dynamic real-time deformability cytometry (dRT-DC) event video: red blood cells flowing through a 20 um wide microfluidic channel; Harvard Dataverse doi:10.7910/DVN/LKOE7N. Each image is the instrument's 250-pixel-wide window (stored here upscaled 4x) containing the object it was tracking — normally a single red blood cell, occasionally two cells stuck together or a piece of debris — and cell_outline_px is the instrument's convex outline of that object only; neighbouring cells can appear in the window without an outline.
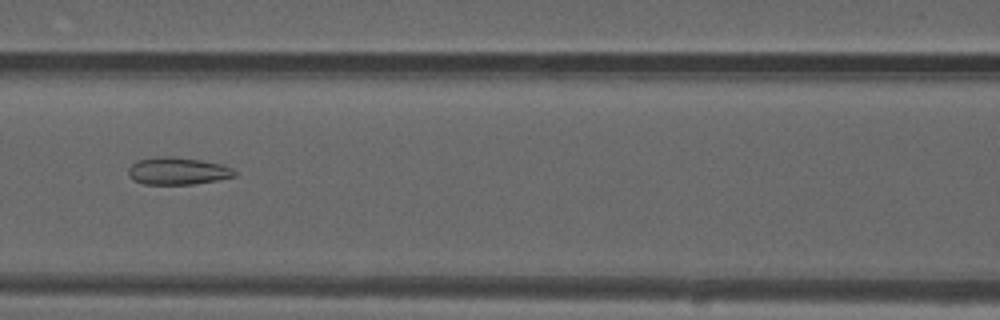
{"species": "common noctule bat (a hibernating species)", "species_latin": "Nyctalus noctula", "temperature_condition": "warm", "stored_images_in_passage": 54, "camera_frame_rate_fps": 3000, "um_per_image_px": 0.085, "animal": {"sex": "male", "forearm_length_mm": 52.5}, "frame": {"image": 1, "passage_image": 24, "time_ms": 7.667, "image_size_px": [1000, 320], "cell_outline_px": [[236, 176], [216, 180], [192, 184], [144, 184], [132, 180], [128, 176], [128, 168], [136, 160], [156, 156], [172, 156], [200, 160], [224, 164], [232, 168], [236, 172]], "centroid_in_image_um": [15.07, 14.52], "position_along_channel_um": 151.5, "area_um2": 17.11}}
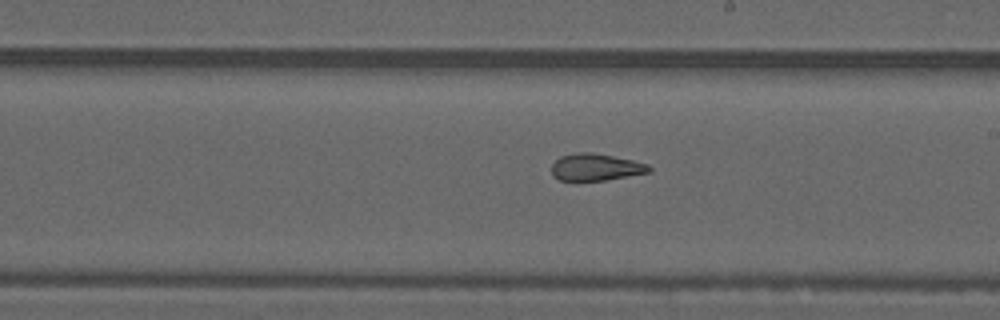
{"frame": {"image": 2, "passage_image": 31, "time_ms": 10.0, "image_size_px": [1000, 320], "cell_outline_px": [[652, 172], [604, 180], [560, 180], [552, 176], [552, 164], [560, 156], [580, 152], [592, 152], [632, 160], [648, 164], [652, 168]], "centroid_in_image_um": [50.65, 14.21], "position_along_channel_um": 238.3, "area_um2": 15.26}}
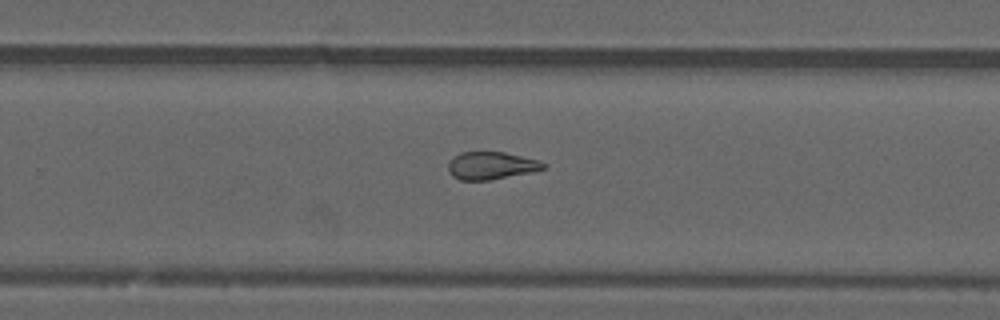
{"frame": {"image": 3, "passage_image": 35, "time_ms": 11.333, "image_size_px": [1000, 320], "cell_outline_px": [[548, 164], [544, 168], [532, 172], [488, 180], [460, 180], [452, 176], [448, 172], [448, 164], [452, 156], [460, 152], [504, 152], [536, 160]], "centroid_in_image_um": [41.7, 14.07], "position_along_channel_um": 288.1, "area_um2": 15.26}, "authors_computed_cell_mechanics": {"area_um2": 17.5134, "velocity_mm_per_s": 3.7372, "shape_relaxation_time_tau1_ms": null, "shape_relaxation_time_tau2_ms": 2.6379, "deformation_change_tau1": null, "deformation_change_tau2": 0.114}}